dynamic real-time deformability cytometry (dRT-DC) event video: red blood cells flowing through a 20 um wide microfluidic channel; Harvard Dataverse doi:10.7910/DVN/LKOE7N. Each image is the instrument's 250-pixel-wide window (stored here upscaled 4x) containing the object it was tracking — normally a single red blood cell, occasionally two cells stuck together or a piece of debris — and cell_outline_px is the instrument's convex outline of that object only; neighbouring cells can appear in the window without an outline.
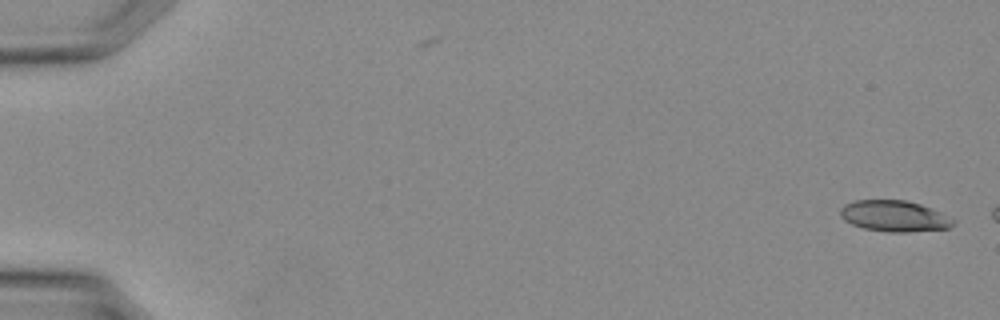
{"species": "Egyptian fruit bat (a non-hibernating species)", "species_latin": "Rousettus aegyptiacus", "temperature_condition": "warm", "stored_images_in_passage": 2, "camera_frame_rate_fps": 3000, "um_per_image_px": 0.085, "animal": {"sex": "female"}, "frame": {"image": 1, "passage_image": 2, "time_ms": 0.333, "image_size_px": [1000, 320], "cell_outline_px": [[956, 220], [948, 228], [908, 232], [888, 232], [864, 228], [852, 224], [844, 220], [840, 216], [840, 208], [844, 204], [856, 200], [904, 200], [920, 204]], "centroid_in_image_um": [75.96, 18.36], "position_along_channel_um": 9.0, "area_um2": 20.23}}